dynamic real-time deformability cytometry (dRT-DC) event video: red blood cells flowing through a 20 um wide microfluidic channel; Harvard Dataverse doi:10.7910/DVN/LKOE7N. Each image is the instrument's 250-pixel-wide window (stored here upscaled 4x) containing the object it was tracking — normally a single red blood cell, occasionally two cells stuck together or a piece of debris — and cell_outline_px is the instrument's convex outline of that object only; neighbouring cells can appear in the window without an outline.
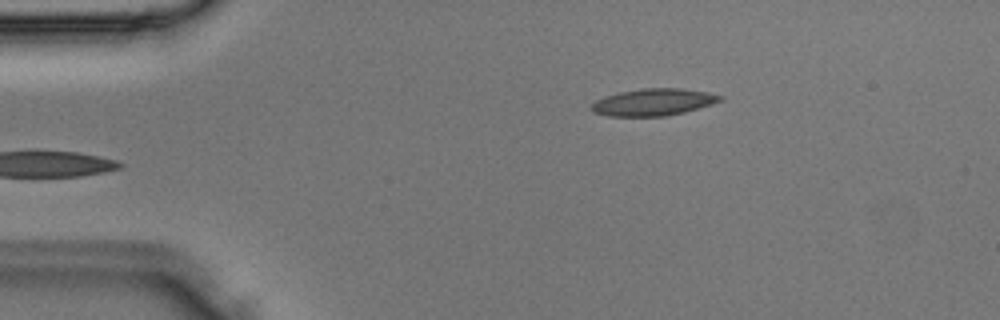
{"species": "Egyptian fruit bat (a non-hibernating species)", "species_latin": "Rousettus aegyptiacus", "temperature_condition": "room temperature", "stored_images_in_passage": 3, "camera_frame_rate_fps": 3000, "um_per_image_px": 0.085, "animal": {"sex": "male"}, "frame": {"image": 1, "passage_image": 3, "time_ms": 0.667, "image_size_px": [1000, 320], "cell_outline_px": [[724, 100], [712, 104], [684, 112], [668, 116], [608, 116], [592, 112], [588, 108], [596, 100], [604, 96], [620, 92], [644, 88], [680, 88], [708, 92], [724, 96]], "centroid_in_image_um": [55.53, 8.68], "position_along_channel_um": 29.5, "area_um2": 20.4}}